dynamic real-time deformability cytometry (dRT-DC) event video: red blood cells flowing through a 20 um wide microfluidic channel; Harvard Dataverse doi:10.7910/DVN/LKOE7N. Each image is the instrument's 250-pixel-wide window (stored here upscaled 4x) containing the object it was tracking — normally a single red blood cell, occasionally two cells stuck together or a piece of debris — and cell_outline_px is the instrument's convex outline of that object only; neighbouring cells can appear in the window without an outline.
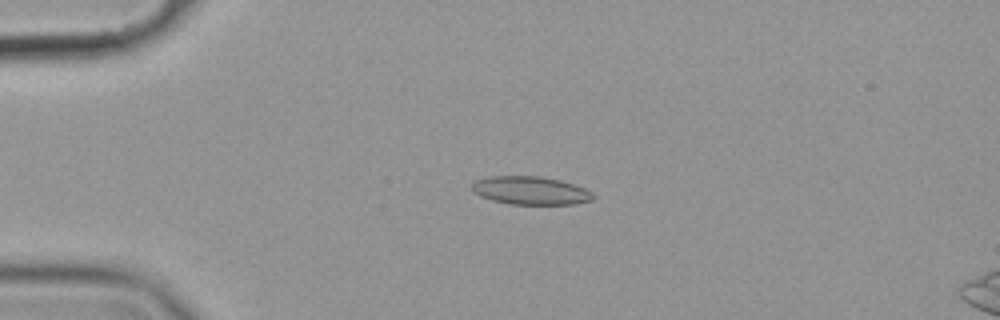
{"species": "common noctule bat (a hibernating species)", "species_latin": "Nyctalus noctula", "temperature_condition": "cold", "stored_images_in_passage": 56, "camera_frame_rate_fps": 3000, "um_per_image_px": 0.085, "animal": {"sex": "female", "body_mass_g": 19.9}, "frame": {"image": 1, "passage_image": 13, "time_ms": 4.0, "image_size_px": [1000, 320], "cell_outline_px": [[596, 196], [592, 200], [576, 204], [512, 204], [492, 200], [480, 196], [472, 192], [472, 184], [476, 180], [488, 176], [540, 176], [560, 180], [584, 188], [592, 192]], "centroid_in_image_um": [45.09, 16.19], "position_along_channel_um": 39.9, "area_um2": 19.94}}
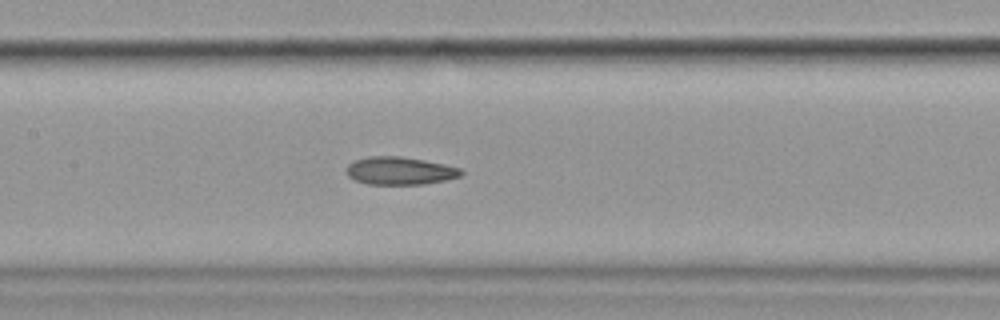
{"frame": {"image": 2, "passage_image": 27, "time_ms": 8.667, "image_size_px": [1000, 320], "cell_outline_px": [[464, 172], [460, 176], [448, 180], [424, 184], [368, 184], [356, 180], [348, 176], [348, 164], [356, 160], [372, 156], [400, 156], [424, 160], [444, 164], [460, 168]], "centroid_in_image_um": [34.04, 14.52], "position_along_channel_um": 173.4, "area_um2": 18.44}}
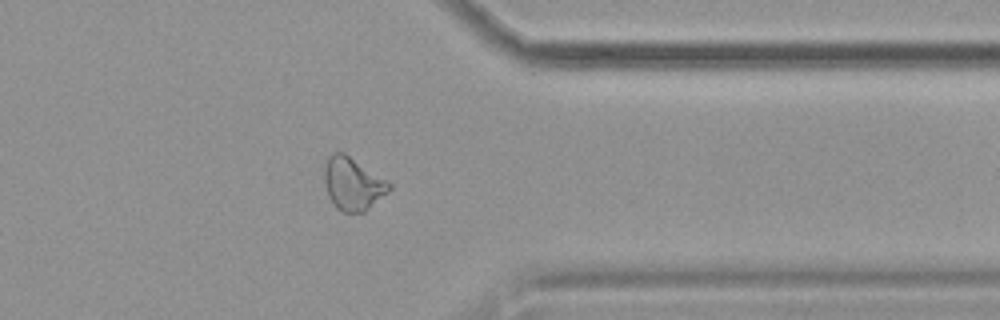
{"frame": {"image": 3, "passage_image": 45, "time_ms": 14.667, "image_size_px": [1000, 320], "cell_outline_px": [[392, 188], [388, 192], [364, 212], [344, 212], [336, 208], [328, 196], [324, 180], [324, 168], [328, 156], [332, 152], [344, 152], [388, 180], [392, 184]], "centroid_in_image_um": [29.99, 15.6], "position_along_channel_um": 381.4, "area_um2": 20.06}, "authors_computed_cell_mechanics": {"area_um2": 19.6231, "velocity_mm_per_s": 3.5676, "shape_relaxation_time_tau1_ms": null, "shape_relaxation_time_tau2_ms": 4.0601, "deformation_change_tau1": null, "deformation_change_tau2": 0.1107}}